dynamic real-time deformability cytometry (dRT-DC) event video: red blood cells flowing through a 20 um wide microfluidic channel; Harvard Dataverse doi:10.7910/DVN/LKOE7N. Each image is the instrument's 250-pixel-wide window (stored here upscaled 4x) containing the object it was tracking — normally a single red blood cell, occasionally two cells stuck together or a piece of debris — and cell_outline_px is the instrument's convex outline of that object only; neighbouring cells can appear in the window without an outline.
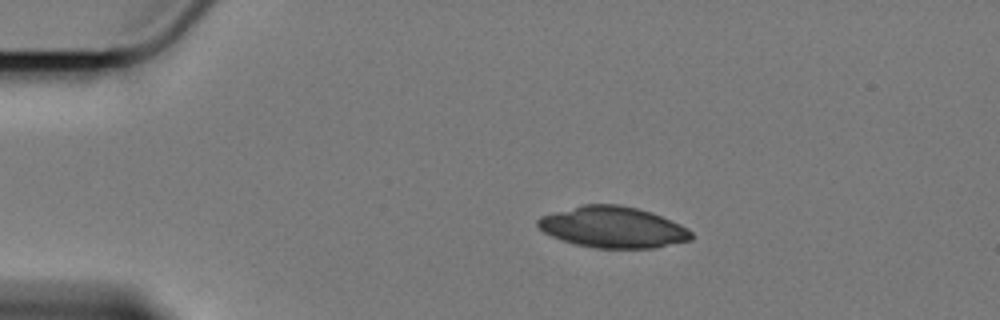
{"species": "Egyptian fruit bat (a non-hibernating species)", "species_latin": "Rousettus aegyptiacus", "temperature_condition": "cold", "stored_images_in_passage": 43, "camera_frame_rate_fps": 3000, "um_per_image_px": 0.085, "animal": {"sex": "female"}, "frame": {"image": 1, "passage_image": 1, "time_ms": 0.0, "image_size_px": [1000, 320], "cell_outline_px": [[692, 240], [652, 248], [596, 248], [576, 244], [552, 236], [544, 232], [536, 224], [536, 220], [540, 216], [580, 204], [620, 204], [652, 212], [680, 224], [692, 232]], "centroid_in_image_um": [52.08, 19.3], "position_along_channel_um": 32.9, "area_um2": 36.82}}
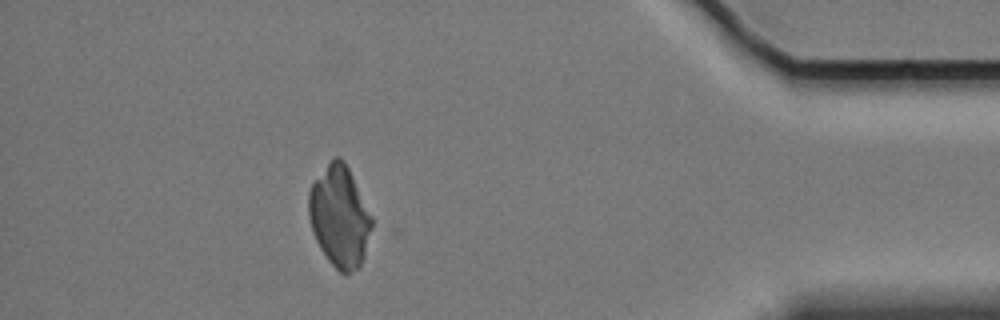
{"frame": {"image": 2, "passage_image": 42, "time_ms": 13.667, "image_size_px": [1000, 320], "cell_outline_px": [[372, 224], [364, 256], [360, 268], [344, 276], [328, 260], [320, 248], [316, 240], [308, 216], [308, 192], [312, 184], [332, 156], [340, 156], [344, 160], [372, 216]], "centroid_in_image_um": [28.85, 18.41], "position_along_channel_um": 406.3, "area_um2": 37.17}}